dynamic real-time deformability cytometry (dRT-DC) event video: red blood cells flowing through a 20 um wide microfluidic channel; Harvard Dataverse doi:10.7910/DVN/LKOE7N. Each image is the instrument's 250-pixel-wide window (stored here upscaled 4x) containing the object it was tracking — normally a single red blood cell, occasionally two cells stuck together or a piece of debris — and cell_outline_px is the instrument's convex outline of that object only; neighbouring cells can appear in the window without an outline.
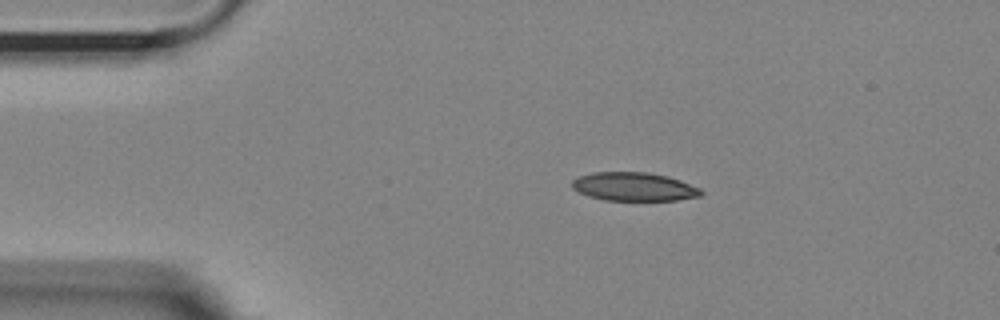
{"species": "Egyptian fruit bat (a non-hibernating species)", "species_latin": "Rousettus aegyptiacus", "temperature_condition": "room temperature", "stored_images_in_passage": 15, "camera_frame_rate_fps": 3000, "um_per_image_px": 0.085, "animal": {"sex": "female"}, "frame": {"image": 1, "passage_image": 1, "time_ms": 0.0, "image_size_px": [1000, 320], "cell_outline_px": [[704, 192], [700, 196], [676, 200], [604, 200], [588, 196], [572, 188], [572, 180], [580, 176], [592, 172], [648, 172], [668, 176], [680, 180], [700, 188]], "centroid_in_image_um": [53.89, 15.86], "position_along_channel_um": 31.1, "area_um2": 21.44}}
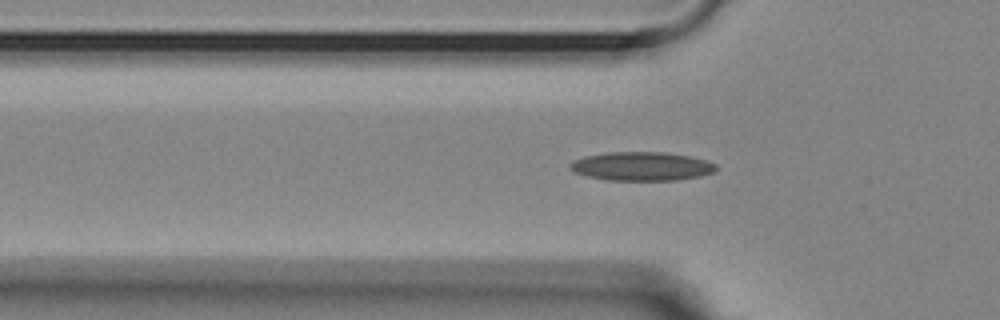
{"frame": {"image": 2, "passage_image": 8, "time_ms": 2.333, "image_size_px": [1000, 320], "cell_outline_px": [[716, 168], [712, 172], [700, 176], [676, 180], [608, 180], [588, 176], [576, 172], [568, 164], [584, 156], [608, 152], [664, 152], [688, 156], [708, 160], [716, 164]], "centroid_in_image_um": [54.56, 14.13], "position_along_channel_um": 71.2, "area_um2": 24.22}}
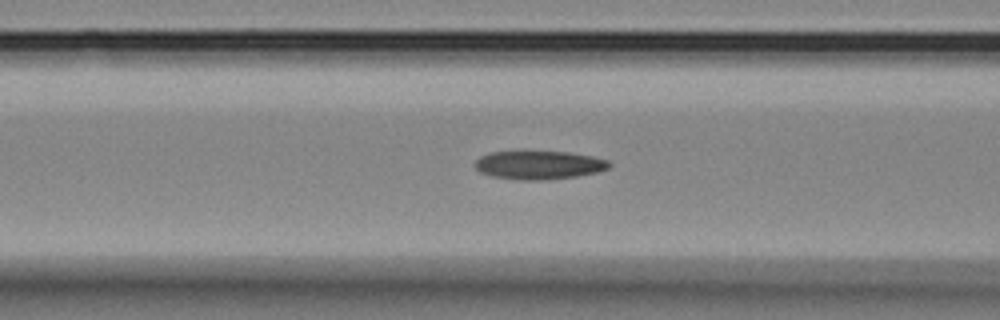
{"frame": {"image": 3, "passage_image": 12, "time_ms": 3.667, "image_size_px": [1000, 320], "cell_outline_px": [[612, 164], [608, 168], [596, 172], [576, 176], [544, 180], [520, 180], [492, 176], [480, 172], [476, 168], [476, 160], [480, 156], [492, 152], [520, 148], [568, 152], [592, 156], [608, 160]], "centroid_in_image_um": [45.77, 13.97], "position_along_channel_um": 120.8, "area_um2": 23.12}}